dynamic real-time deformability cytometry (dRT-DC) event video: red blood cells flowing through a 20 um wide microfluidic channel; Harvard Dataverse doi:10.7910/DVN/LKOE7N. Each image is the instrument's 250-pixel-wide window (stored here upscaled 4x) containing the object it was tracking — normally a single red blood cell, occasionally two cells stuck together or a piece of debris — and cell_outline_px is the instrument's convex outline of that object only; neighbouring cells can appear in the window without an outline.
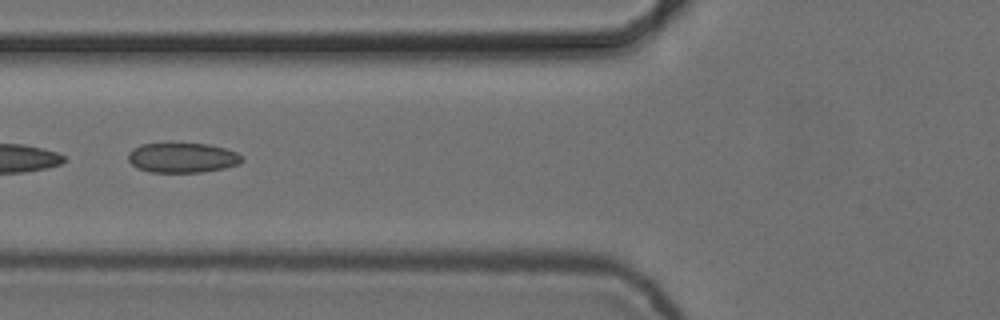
{"species": "common noctule bat (a hibernating species)", "species_latin": "Nyctalus noctula", "temperature_condition": "cold", "stored_images_in_passage": 8, "camera_frame_rate_fps": 3000, "um_per_image_px": 0.085, "animal": {"sex": "female", "body_mass_g": 24.6, "forearm_length_mm": 56.2}, "frame": {"image": 1, "passage_image": 6, "time_ms": 1.667, "image_size_px": [1000, 320], "cell_outline_px": [[244, 160], [240, 164], [224, 168], [200, 172], [152, 172], [136, 168], [128, 160], [128, 152], [132, 148], [140, 144], [208, 144], [224, 148], [236, 152], [244, 156]], "centroid_in_image_um": [15.51, 13.41], "position_along_channel_um": 110.3, "area_um2": 19.83}}
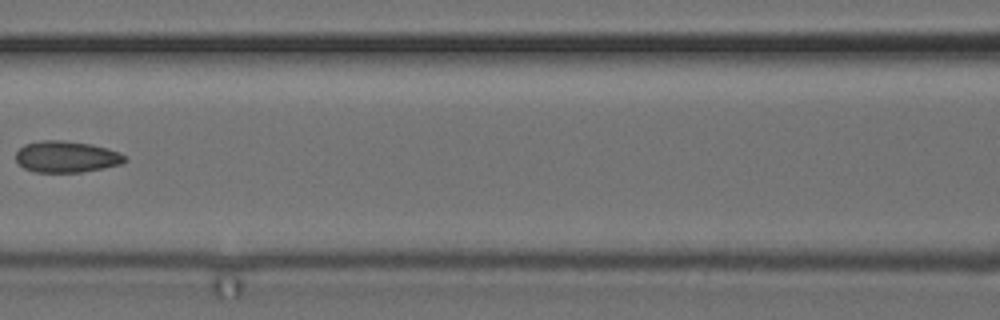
{"frame": {"image": 2, "passage_image": 7, "time_ms": 2.0, "image_size_px": [1000, 320], "cell_outline_px": [[128, 160], [120, 164], [104, 168], [80, 172], [32, 172], [24, 168], [16, 160], [16, 152], [24, 144], [40, 140], [60, 140], [92, 144], [108, 148], [120, 152], [128, 156]], "centroid_in_image_um": [5.67, 13.32], "position_along_channel_um": 160.9, "area_um2": 20.17}}
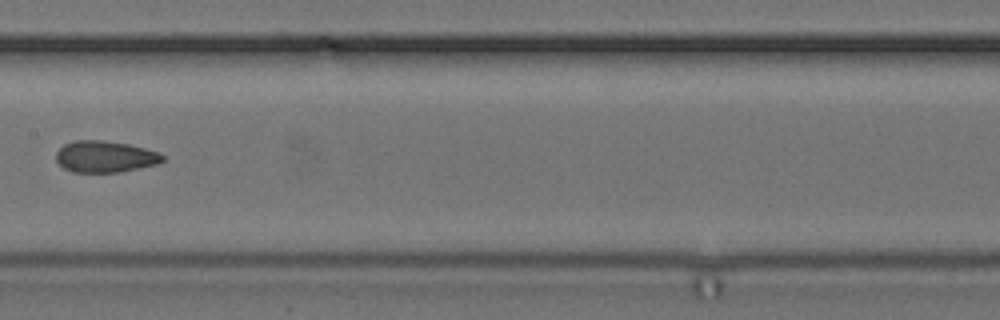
{"frame": {"image": 3, "passage_image": 8, "time_ms": 2.333, "image_size_px": [1000, 320], "cell_outline_px": [[164, 160], [156, 164], [120, 172], [72, 172], [64, 168], [56, 160], [56, 152], [64, 144], [76, 140], [104, 140], [128, 144], [160, 152], [164, 156]], "centroid_in_image_um": [8.93, 13.31], "position_along_channel_um": 198.5, "area_um2": 19.54}}